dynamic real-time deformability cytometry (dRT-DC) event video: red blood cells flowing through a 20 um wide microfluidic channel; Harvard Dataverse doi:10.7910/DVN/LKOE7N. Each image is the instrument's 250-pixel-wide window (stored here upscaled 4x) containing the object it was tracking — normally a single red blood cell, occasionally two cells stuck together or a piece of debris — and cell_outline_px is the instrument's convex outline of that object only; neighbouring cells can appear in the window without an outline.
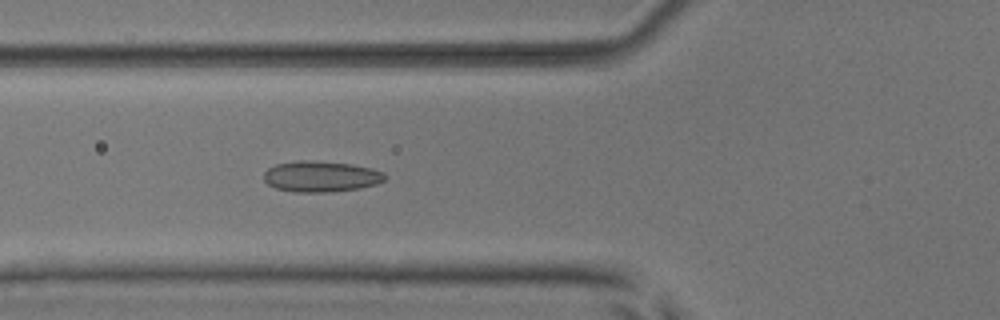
{"species": "common noctule bat (a hibernating species)", "species_latin": "Nyctalus noctula", "temperature_condition": "room temperature", "stored_images_in_passage": 52, "camera_frame_rate_fps": 3000, "um_per_image_px": 0.085, "animal": {"sex": "male", "body_mass_g": 17.9, "forearm_length_mm": 54.2}, "frame": {"image": 1, "passage_image": 19, "time_ms": 6.0, "image_size_px": [1000, 320], "cell_outline_px": [[388, 176], [384, 180], [376, 184], [360, 188], [328, 192], [292, 192], [276, 188], [268, 184], [264, 180], [264, 172], [268, 168], [276, 164], [300, 160], [312, 160], [352, 164], [372, 168], [384, 172]], "centroid_in_image_um": [27.29, 14.99], "position_along_channel_um": 98.5, "area_um2": 21.96}}
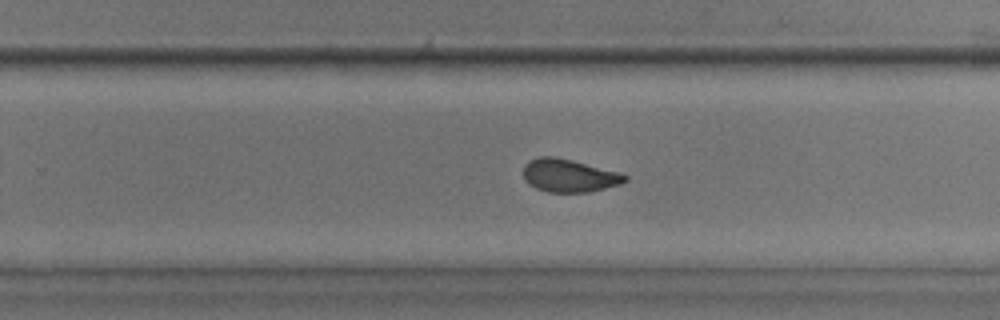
{"frame": {"image": 2, "passage_image": 33, "time_ms": 10.667, "image_size_px": [1000, 320], "cell_outline_px": [[628, 180], [620, 184], [592, 192], [548, 192], [536, 188], [528, 184], [524, 180], [524, 164], [528, 160], [540, 156], [552, 156], [572, 160], [620, 172], [628, 176]], "centroid_in_image_um": [48.37, 14.92], "position_along_channel_um": 281.4, "area_um2": 19.71}}
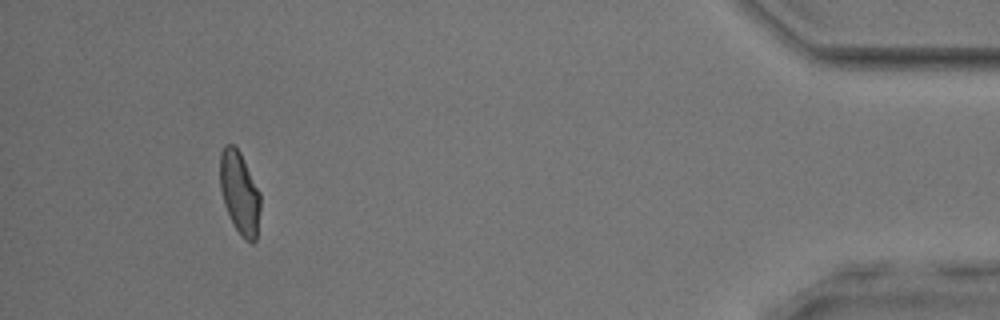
{"frame": {"image": 3, "passage_image": 48, "time_ms": 15.667, "image_size_px": [1000, 320], "cell_outline_px": [[260, 208], [256, 240], [252, 244], [244, 240], [240, 236], [224, 204], [220, 188], [220, 152], [224, 144], [232, 144], [240, 152], [260, 192]], "centroid_in_image_um": [20.37, 16.39], "position_along_channel_um": 414.8, "area_um2": 19.42}}